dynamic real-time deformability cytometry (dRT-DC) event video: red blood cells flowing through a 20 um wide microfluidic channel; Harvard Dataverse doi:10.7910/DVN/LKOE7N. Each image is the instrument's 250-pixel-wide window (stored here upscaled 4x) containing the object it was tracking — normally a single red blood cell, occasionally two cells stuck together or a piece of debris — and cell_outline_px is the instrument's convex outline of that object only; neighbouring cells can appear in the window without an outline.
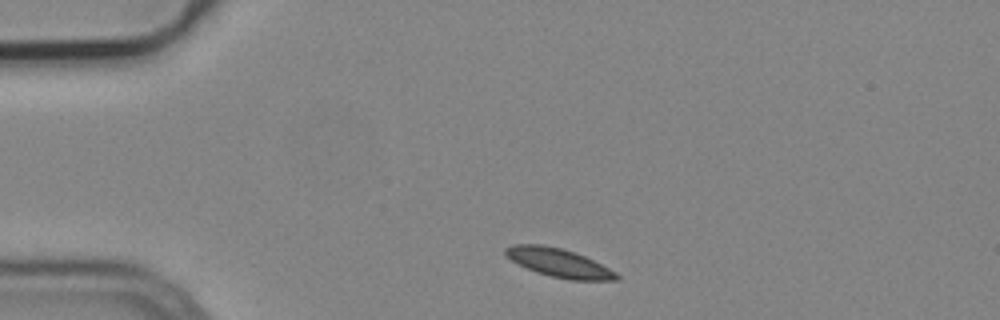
{"species": "common noctule bat (a hibernating species)", "species_latin": "Nyctalus noctula", "temperature_condition": "cold", "stored_images_in_passage": 41, "camera_frame_rate_fps": 3000, "um_per_image_px": 0.085, "animal": {"sex": "male", "body_mass_g": 19.2, "forearm_length_mm": 51.8}, "frame": {"image": 1, "passage_image": 1, "time_ms": 0.0, "image_size_px": [1000, 320], "cell_outline_px": [[620, 280], [568, 280], [536, 272], [512, 260], [504, 252], [504, 248], [512, 244], [544, 244], [576, 252], [616, 272], [620, 276]], "centroid_in_image_um": [47.51, 22.33], "position_along_channel_um": 37.5, "area_um2": 18.32}}
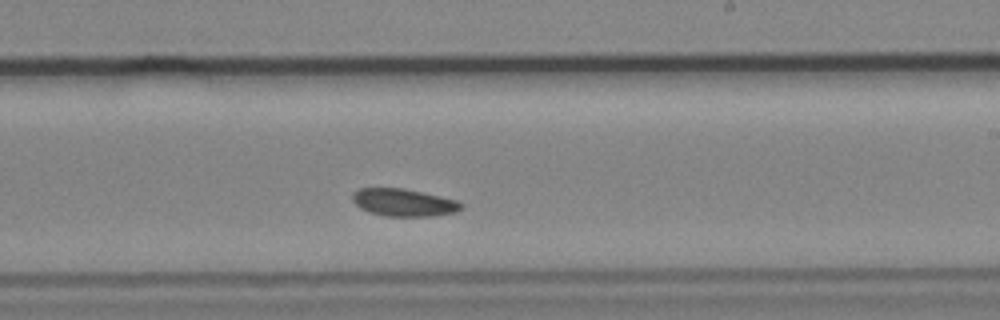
{"frame": {"image": 2, "passage_image": 22, "time_ms": 7.0, "image_size_px": [1000, 320], "cell_outline_px": [[464, 204], [456, 212], [432, 216], [384, 216], [368, 212], [360, 208], [352, 200], [352, 192], [360, 188], [404, 188], [440, 196], [456, 200]], "centroid_in_image_um": [34.28, 17.21], "position_along_channel_um": 254.7, "area_um2": 17.46}}
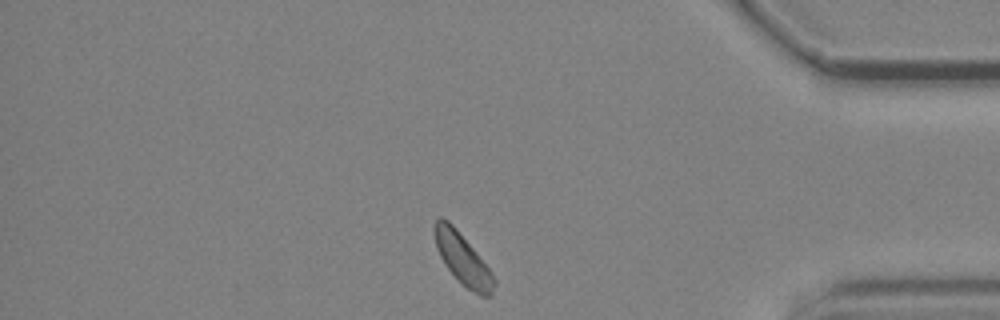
{"frame": {"image": 3, "passage_image": 36, "time_ms": 11.667, "image_size_px": [1000, 320], "cell_outline_px": [[496, 284], [492, 296], [480, 296], [472, 292], [444, 264], [436, 248], [432, 228], [432, 224], [436, 216], [440, 216], [448, 220], [456, 228], [488, 268], [496, 280]], "centroid_in_image_um": [39.29, 21.97], "position_along_channel_um": 395.9, "area_um2": 17.63}}